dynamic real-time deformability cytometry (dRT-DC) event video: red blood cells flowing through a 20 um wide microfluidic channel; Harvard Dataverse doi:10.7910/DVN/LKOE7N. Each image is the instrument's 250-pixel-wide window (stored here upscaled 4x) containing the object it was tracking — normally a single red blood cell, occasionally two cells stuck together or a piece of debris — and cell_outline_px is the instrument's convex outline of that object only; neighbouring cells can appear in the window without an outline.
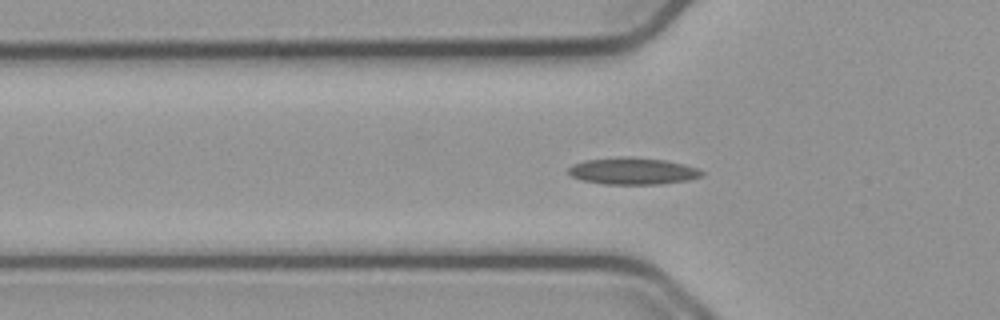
{"species": "common noctule bat (a hibernating species)", "species_latin": "Nyctalus noctula", "temperature_condition": "cold", "stored_images_in_passage": 43, "camera_frame_rate_fps": 3000, "um_per_image_px": 0.085, "animal": {"sex": "male", "body_mass_g": 23.1, "forearm_length_mm": 52.7}, "frame": {"image": 1, "passage_image": 5, "time_ms": 1.333, "image_size_px": [1000, 320], "cell_outline_px": [[704, 176], [688, 180], [660, 184], [604, 184], [580, 180], [572, 176], [568, 172], [568, 168], [572, 164], [584, 160], [624, 156], [628, 156], [664, 160], [684, 164], [696, 168], [704, 172]], "centroid_in_image_um": [53.77, 14.54], "position_along_channel_um": 72.0, "area_um2": 20.98}}
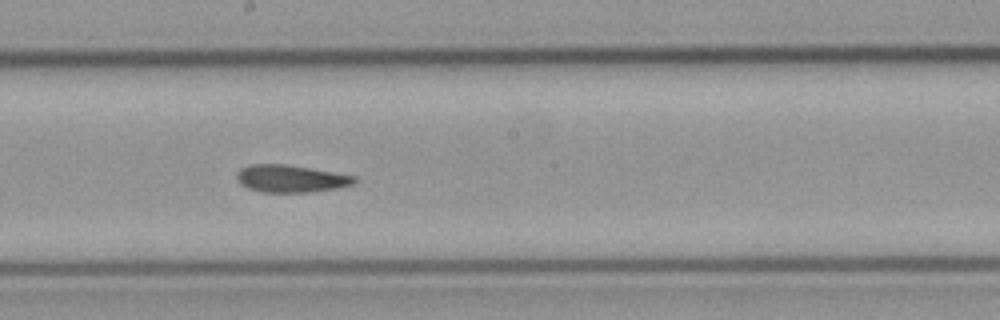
{"frame": {"image": 2, "passage_image": 17, "time_ms": 5.333, "image_size_px": [1000, 320], "cell_outline_px": [[356, 180], [352, 184], [336, 188], [308, 192], [260, 192], [248, 188], [240, 184], [236, 176], [236, 172], [240, 168], [252, 164], [288, 164], [356, 176]], "centroid_in_image_um": [24.67, 15.17], "position_along_channel_um": 223.5, "area_um2": 18.73}}
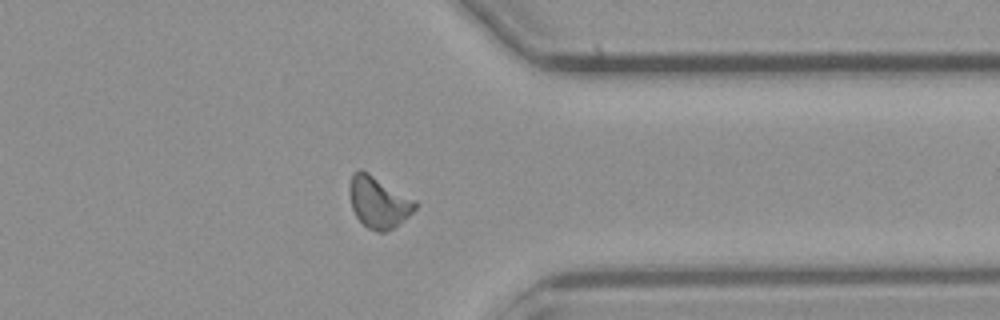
{"frame": {"image": 3, "passage_image": 30, "time_ms": 9.667, "image_size_px": [1000, 320], "cell_outline_px": [[416, 208], [404, 220], [392, 228], [384, 232], [376, 232], [368, 228], [356, 216], [352, 208], [348, 192], [348, 188], [352, 176], [360, 168], [368, 172], [416, 200]], "centroid_in_image_um": [32.16, 17.18], "position_along_channel_um": 379.2, "area_um2": 19.59}, "authors_computed_cell_mechanics": {"area_um2": 18.7272, "velocity_mm_per_s": 3.7506, "shape_relaxation_time_tau1_ms": null, "shape_relaxation_time_tau2_ms": 2.3251, "deformation_change_tau1": null, "deformation_change_tau2": 0.0741}}